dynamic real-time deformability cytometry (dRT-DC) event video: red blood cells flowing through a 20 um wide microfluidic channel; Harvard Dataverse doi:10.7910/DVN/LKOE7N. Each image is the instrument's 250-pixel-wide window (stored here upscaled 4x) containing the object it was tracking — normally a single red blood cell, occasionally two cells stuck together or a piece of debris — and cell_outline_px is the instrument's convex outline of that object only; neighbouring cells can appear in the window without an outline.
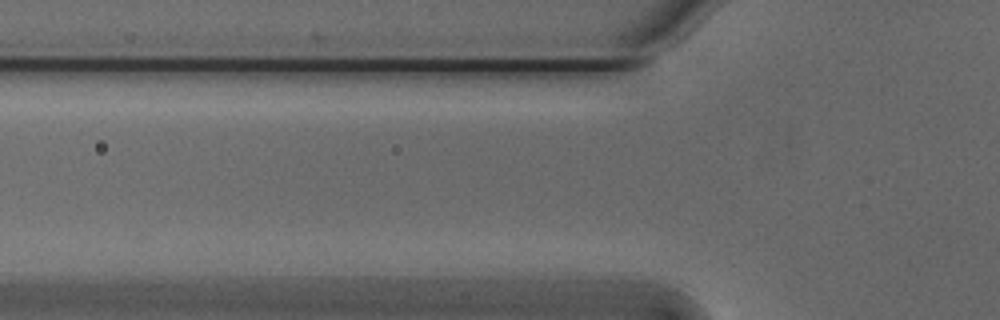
{"species": "Egyptian fruit bat (a non-hibernating species)", "species_latin": "Rousettus aegyptiacus", "temperature_condition": "cold", "stored_images_in_passage": 4, "camera_frame_rate_fps": 3000, "um_per_image_px": 0.085, "animal": {"sex": "male"}, "frame": {"image": 1, "passage_image": 2, "time_ms": 0.333, "image_size_px": [1000, 320], "cell_outline_px": [[356, 120], [352, 132], [256, 132], [240, 128], [232, 120], [236, 116], [320, 116]], "centroid_in_image_um": [25.03, 10.54], "position_along_channel_um": 100.8, "area_um2": 12.89}}